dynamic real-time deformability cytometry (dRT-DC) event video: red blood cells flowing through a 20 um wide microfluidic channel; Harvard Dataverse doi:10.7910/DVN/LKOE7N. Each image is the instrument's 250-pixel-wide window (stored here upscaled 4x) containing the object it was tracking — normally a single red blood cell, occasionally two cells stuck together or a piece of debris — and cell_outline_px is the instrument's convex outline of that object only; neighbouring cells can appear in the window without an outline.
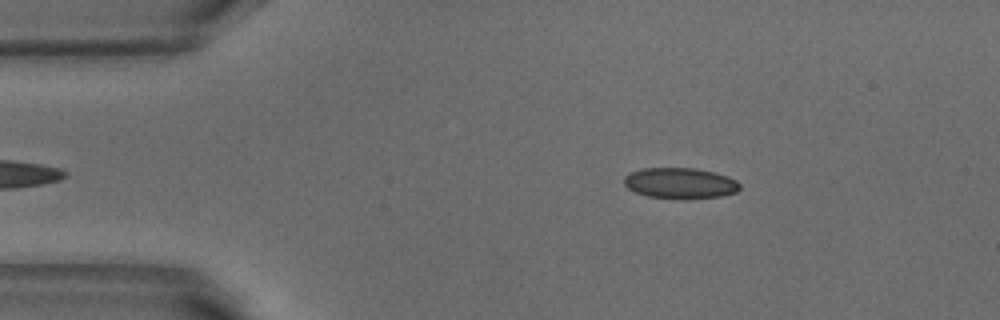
{"species": "common noctule bat (a hibernating species)", "species_latin": "Nyctalus noctula", "temperature_condition": "warm", "stored_images_in_passage": 51, "camera_frame_rate_fps": 3000, "um_per_image_px": 0.085, "animal": {"sex": "male", "body_mass_g": 18.8}, "frame": {"image": 1, "passage_image": 8, "time_ms": 2.333, "image_size_px": [1000, 320], "cell_outline_px": [[740, 188], [736, 192], [720, 196], [692, 200], [684, 200], [648, 196], [636, 192], [628, 188], [624, 184], [624, 176], [632, 172], [644, 168], [696, 168], [728, 176], [736, 180], [740, 184]], "centroid_in_image_um": [57.83, 15.59], "position_along_channel_um": 27.2, "area_um2": 20.98}}
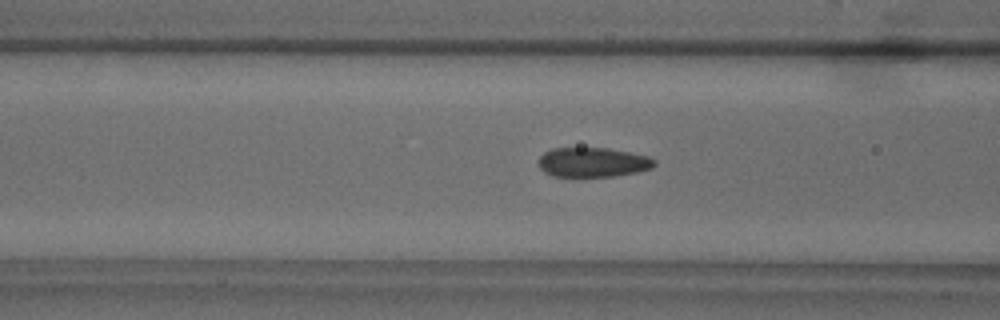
{"frame": {"image": 2, "passage_image": 19, "time_ms": 6.0, "image_size_px": [1000, 320], "cell_outline_px": [[656, 164], [652, 168], [636, 172], [616, 176], [576, 180], [552, 176], [544, 172], [540, 168], [540, 156], [544, 152], [552, 148], [608, 148], [648, 156], [656, 160]], "centroid_in_image_um": [50.36, 13.85], "position_along_channel_um": 116.2, "area_um2": 20.81}}
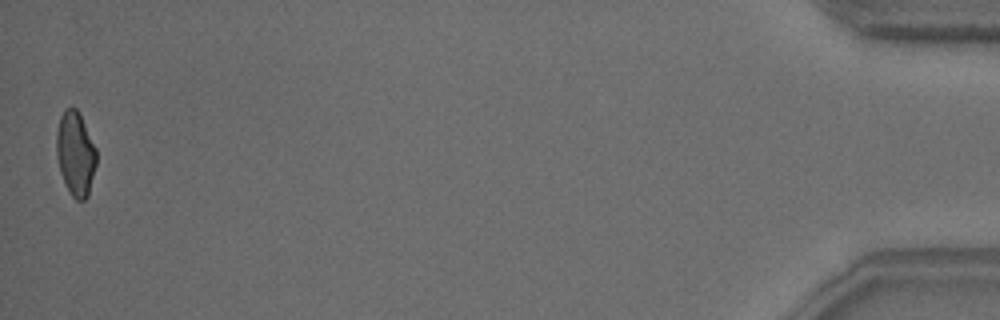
{"frame": {"image": 3, "passage_image": 51, "time_ms": 16.667, "image_size_px": [1000, 320], "cell_outline_px": [[96, 164], [88, 196], [84, 200], [76, 200], [72, 196], [60, 172], [56, 156], [56, 132], [60, 116], [68, 108], [76, 108], [80, 112], [96, 148]], "centroid_in_image_um": [6.42, 13.04], "position_along_channel_um": 428.8, "area_um2": 19.59}, "authors_computed_cell_mechanics": {"area_um2": 20.6924, "velocity_mm_per_s": 3.8346, "shape_relaxation_time_tau1_ms": null, "shape_relaxation_time_tau2_ms": 0.7421, "deformation_change_tau1": null, "deformation_change_tau2": 0.0559}}